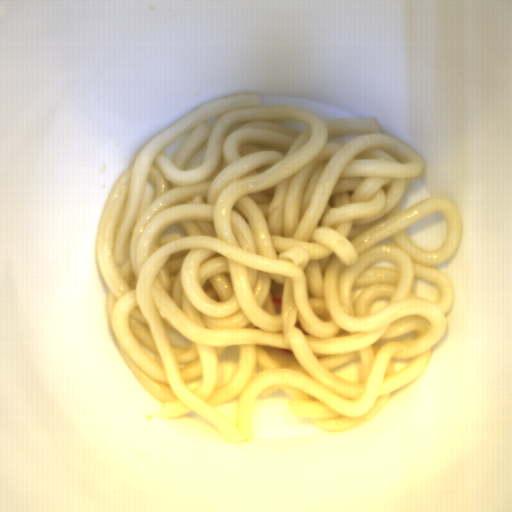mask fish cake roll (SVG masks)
Here are the masks:
<instances>
[{
  "label": "fish cake roll",
  "mask_w": 512,
  "mask_h": 512,
  "mask_svg": "<svg viewBox=\"0 0 512 512\" xmlns=\"http://www.w3.org/2000/svg\"><path fill=\"white\" fill-rule=\"evenodd\" d=\"M270 293L275 307V311L278 314H282V296H283V284H278L273 278L271 280Z\"/></svg>",
  "instance_id": "obj_1"
}]
</instances>
